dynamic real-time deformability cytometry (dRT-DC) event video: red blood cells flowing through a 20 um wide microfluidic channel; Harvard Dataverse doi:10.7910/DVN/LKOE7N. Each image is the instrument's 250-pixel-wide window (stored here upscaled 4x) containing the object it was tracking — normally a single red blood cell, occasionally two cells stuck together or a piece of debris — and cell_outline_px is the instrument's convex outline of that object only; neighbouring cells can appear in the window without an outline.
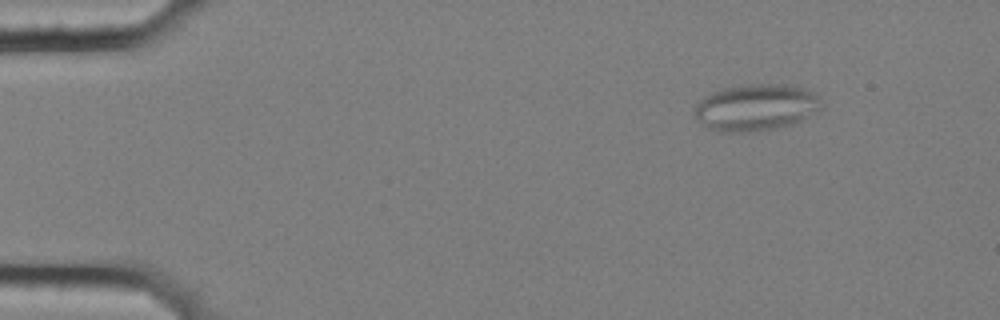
{"species": "common noctule bat (a hibernating species)", "species_latin": "Nyctalus noctula", "temperature_condition": "cold", "stored_images_in_passage": 57, "camera_frame_rate_fps": 3000, "um_per_image_px": 0.085, "animal": {"sex": "female", "body_mass_g": 25.1}, "frame": {"image": 1, "passage_image": 7, "time_ms": 2.0, "image_size_px": [1000, 320], "cell_outline_px": [[820, 104], [816, 108], [800, 120], [792, 124], [760, 132], [720, 132], [708, 128], [696, 116], [696, 104], [704, 96], [712, 92], [724, 88], [752, 84], [784, 84], [800, 88], [812, 92], [820, 100]], "centroid_in_image_um": [64.18, 9.14], "position_along_channel_um": 20.8, "area_um2": 33.76}}
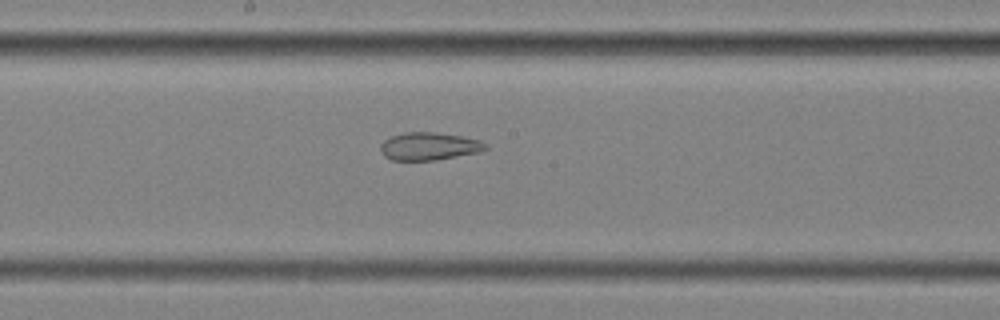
{"frame": {"image": 2, "passage_image": 31, "time_ms": 10.0, "image_size_px": [1000, 320], "cell_outline_px": [[488, 148], [480, 152], [436, 160], [392, 160], [384, 156], [380, 148], [380, 144], [384, 140], [392, 136], [404, 132], [432, 132], [460, 136], [480, 140], [488, 144]], "centroid_in_image_um": [36.48, 12.44], "position_along_channel_um": 211.7, "area_um2": 16.99}}
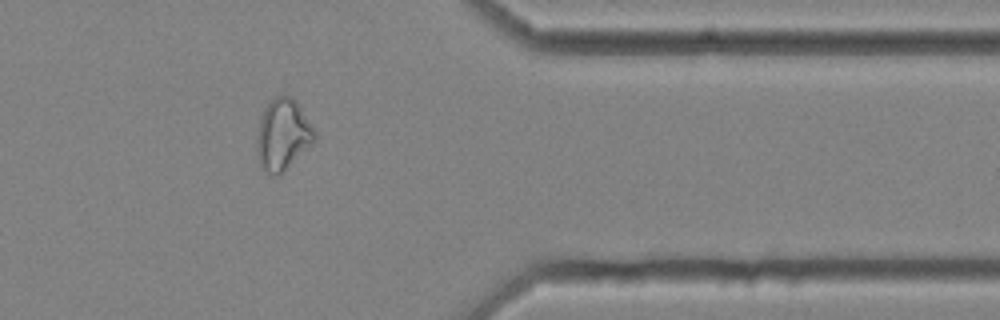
{"frame": {"image": 3, "passage_image": 47, "time_ms": 15.333, "image_size_px": [1000, 320], "cell_outline_px": [[316, 140], [312, 144], [276, 176], [260, 168], [256, 152], [256, 140], [260, 116], [264, 108], [276, 96], [292, 96], [296, 100], [312, 124], [316, 132]], "centroid_in_image_um": [24.03, 11.42], "position_along_channel_um": 387.4, "area_um2": 23.87}, "authors_computed_cell_mechanics": {"area_um2": 24.6228, "velocity_mm_per_s": 3.5379, "shape_relaxation_time_tau1_ms": null, "shape_relaxation_time_tau2_ms": 2.5644, "deformation_change_tau1": null, "deformation_change_tau2": 0.1011}}